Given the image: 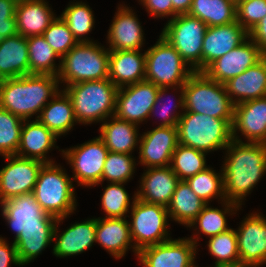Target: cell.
Masks as SVG:
<instances>
[{
	"instance_id": "1",
	"label": "cell",
	"mask_w": 266,
	"mask_h": 267,
	"mask_svg": "<svg viewBox=\"0 0 266 267\" xmlns=\"http://www.w3.org/2000/svg\"><path fill=\"white\" fill-rule=\"evenodd\" d=\"M225 154L224 195L226 200L242 207L244 199L266 174V145L232 140Z\"/></svg>"
},
{
	"instance_id": "2",
	"label": "cell",
	"mask_w": 266,
	"mask_h": 267,
	"mask_svg": "<svg viewBox=\"0 0 266 267\" xmlns=\"http://www.w3.org/2000/svg\"><path fill=\"white\" fill-rule=\"evenodd\" d=\"M59 79L50 74H29L0 80V107L23 120L41 113L59 91Z\"/></svg>"
},
{
	"instance_id": "3",
	"label": "cell",
	"mask_w": 266,
	"mask_h": 267,
	"mask_svg": "<svg viewBox=\"0 0 266 267\" xmlns=\"http://www.w3.org/2000/svg\"><path fill=\"white\" fill-rule=\"evenodd\" d=\"M79 124L102 123L115 115L118 88L109 79L78 82L63 87Z\"/></svg>"
},
{
	"instance_id": "4",
	"label": "cell",
	"mask_w": 266,
	"mask_h": 267,
	"mask_svg": "<svg viewBox=\"0 0 266 267\" xmlns=\"http://www.w3.org/2000/svg\"><path fill=\"white\" fill-rule=\"evenodd\" d=\"M62 168L55 162L44 163L33 189L41 208L57 219L68 218L77 207L73 179Z\"/></svg>"
},
{
	"instance_id": "5",
	"label": "cell",
	"mask_w": 266,
	"mask_h": 267,
	"mask_svg": "<svg viewBox=\"0 0 266 267\" xmlns=\"http://www.w3.org/2000/svg\"><path fill=\"white\" fill-rule=\"evenodd\" d=\"M178 142L205 153L225 150L233 140L232 123L204 114L183 111L177 125Z\"/></svg>"
},
{
	"instance_id": "6",
	"label": "cell",
	"mask_w": 266,
	"mask_h": 267,
	"mask_svg": "<svg viewBox=\"0 0 266 267\" xmlns=\"http://www.w3.org/2000/svg\"><path fill=\"white\" fill-rule=\"evenodd\" d=\"M184 111L227 119L233 123L234 107L225 85L204 72H194L183 85Z\"/></svg>"
},
{
	"instance_id": "7",
	"label": "cell",
	"mask_w": 266,
	"mask_h": 267,
	"mask_svg": "<svg viewBox=\"0 0 266 267\" xmlns=\"http://www.w3.org/2000/svg\"><path fill=\"white\" fill-rule=\"evenodd\" d=\"M109 76V49L97 42L77 43L61 58L59 84L103 80Z\"/></svg>"
},
{
	"instance_id": "8",
	"label": "cell",
	"mask_w": 266,
	"mask_h": 267,
	"mask_svg": "<svg viewBox=\"0 0 266 267\" xmlns=\"http://www.w3.org/2000/svg\"><path fill=\"white\" fill-rule=\"evenodd\" d=\"M145 54V80L159 88L183 86L194 73L179 52L161 35Z\"/></svg>"
},
{
	"instance_id": "9",
	"label": "cell",
	"mask_w": 266,
	"mask_h": 267,
	"mask_svg": "<svg viewBox=\"0 0 266 267\" xmlns=\"http://www.w3.org/2000/svg\"><path fill=\"white\" fill-rule=\"evenodd\" d=\"M208 26L190 14L168 20L160 35L181 55L194 71L202 72V42Z\"/></svg>"
},
{
	"instance_id": "10",
	"label": "cell",
	"mask_w": 266,
	"mask_h": 267,
	"mask_svg": "<svg viewBox=\"0 0 266 267\" xmlns=\"http://www.w3.org/2000/svg\"><path fill=\"white\" fill-rule=\"evenodd\" d=\"M131 211L130 233L135 249L166 242L170 236L167 207L135 199ZM168 230V231H167Z\"/></svg>"
},
{
	"instance_id": "11",
	"label": "cell",
	"mask_w": 266,
	"mask_h": 267,
	"mask_svg": "<svg viewBox=\"0 0 266 267\" xmlns=\"http://www.w3.org/2000/svg\"><path fill=\"white\" fill-rule=\"evenodd\" d=\"M59 151L71 165L72 179L78 183V186L93 187L101 183L104 163L109 151L99 136Z\"/></svg>"
},
{
	"instance_id": "12",
	"label": "cell",
	"mask_w": 266,
	"mask_h": 267,
	"mask_svg": "<svg viewBox=\"0 0 266 267\" xmlns=\"http://www.w3.org/2000/svg\"><path fill=\"white\" fill-rule=\"evenodd\" d=\"M0 204L1 215L15 233L14 240L24 229L55 228L57 218L41 208L33 192L14 196Z\"/></svg>"
},
{
	"instance_id": "13",
	"label": "cell",
	"mask_w": 266,
	"mask_h": 267,
	"mask_svg": "<svg viewBox=\"0 0 266 267\" xmlns=\"http://www.w3.org/2000/svg\"><path fill=\"white\" fill-rule=\"evenodd\" d=\"M158 90L159 87L146 80L118 88L115 116L138 126L147 122Z\"/></svg>"
},
{
	"instance_id": "14",
	"label": "cell",
	"mask_w": 266,
	"mask_h": 267,
	"mask_svg": "<svg viewBox=\"0 0 266 267\" xmlns=\"http://www.w3.org/2000/svg\"><path fill=\"white\" fill-rule=\"evenodd\" d=\"M3 158L8 162L0 169V203L33 192L43 162L35 159L7 155Z\"/></svg>"
},
{
	"instance_id": "15",
	"label": "cell",
	"mask_w": 266,
	"mask_h": 267,
	"mask_svg": "<svg viewBox=\"0 0 266 267\" xmlns=\"http://www.w3.org/2000/svg\"><path fill=\"white\" fill-rule=\"evenodd\" d=\"M197 247L188 237H179L144 247L137 258L143 267H198L195 265Z\"/></svg>"
},
{
	"instance_id": "16",
	"label": "cell",
	"mask_w": 266,
	"mask_h": 267,
	"mask_svg": "<svg viewBox=\"0 0 266 267\" xmlns=\"http://www.w3.org/2000/svg\"><path fill=\"white\" fill-rule=\"evenodd\" d=\"M236 231L241 263L260 267L266 264V216L253 212L247 214Z\"/></svg>"
},
{
	"instance_id": "17",
	"label": "cell",
	"mask_w": 266,
	"mask_h": 267,
	"mask_svg": "<svg viewBox=\"0 0 266 267\" xmlns=\"http://www.w3.org/2000/svg\"><path fill=\"white\" fill-rule=\"evenodd\" d=\"M179 144L177 127L156 126L139 140V163L146 168L166 167Z\"/></svg>"
},
{
	"instance_id": "18",
	"label": "cell",
	"mask_w": 266,
	"mask_h": 267,
	"mask_svg": "<svg viewBox=\"0 0 266 267\" xmlns=\"http://www.w3.org/2000/svg\"><path fill=\"white\" fill-rule=\"evenodd\" d=\"M263 57L259 47L248 37L238 47L213 61L203 72L210 79L224 84L254 66Z\"/></svg>"
},
{
	"instance_id": "19",
	"label": "cell",
	"mask_w": 266,
	"mask_h": 267,
	"mask_svg": "<svg viewBox=\"0 0 266 267\" xmlns=\"http://www.w3.org/2000/svg\"><path fill=\"white\" fill-rule=\"evenodd\" d=\"M239 132L240 136L237 135ZM232 136L237 142H243L241 136H244L245 142H266V97L235 105Z\"/></svg>"
},
{
	"instance_id": "20",
	"label": "cell",
	"mask_w": 266,
	"mask_h": 267,
	"mask_svg": "<svg viewBox=\"0 0 266 267\" xmlns=\"http://www.w3.org/2000/svg\"><path fill=\"white\" fill-rule=\"evenodd\" d=\"M64 219L66 218H58L54 228L53 241L55 243L52 253L56 257L64 258L81 254L96 243V218L75 222L60 233L58 225L63 223Z\"/></svg>"
},
{
	"instance_id": "21",
	"label": "cell",
	"mask_w": 266,
	"mask_h": 267,
	"mask_svg": "<svg viewBox=\"0 0 266 267\" xmlns=\"http://www.w3.org/2000/svg\"><path fill=\"white\" fill-rule=\"evenodd\" d=\"M120 4L107 31L109 50H142L144 32L134 10Z\"/></svg>"
},
{
	"instance_id": "22",
	"label": "cell",
	"mask_w": 266,
	"mask_h": 267,
	"mask_svg": "<svg viewBox=\"0 0 266 267\" xmlns=\"http://www.w3.org/2000/svg\"><path fill=\"white\" fill-rule=\"evenodd\" d=\"M249 37L237 22L208 27L202 42V72L216 59L238 47Z\"/></svg>"
},
{
	"instance_id": "23",
	"label": "cell",
	"mask_w": 266,
	"mask_h": 267,
	"mask_svg": "<svg viewBox=\"0 0 266 267\" xmlns=\"http://www.w3.org/2000/svg\"><path fill=\"white\" fill-rule=\"evenodd\" d=\"M179 181L170 166L147 168L141 175L136 198L146 203L167 207Z\"/></svg>"
},
{
	"instance_id": "24",
	"label": "cell",
	"mask_w": 266,
	"mask_h": 267,
	"mask_svg": "<svg viewBox=\"0 0 266 267\" xmlns=\"http://www.w3.org/2000/svg\"><path fill=\"white\" fill-rule=\"evenodd\" d=\"M57 139L58 137L39 120H24L16 155L43 163L55 162L47 154L55 147L59 148L56 146Z\"/></svg>"
},
{
	"instance_id": "25",
	"label": "cell",
	"mask_w": 266,
	"mask_h": 267,
	"mask_svg": "<svg viewBox=\"0 0 266 267\" xmlns=\"http://www.w3.org/2000/svg\"><path fill=\"white\" fill-rule=\"evenodd\" d=\"M96 243L101 245L106 252L115 259H121L126 255L128 249L138 256L135 249L129 221L124 218H96Z\"/></svg>"
},
{
	"instance_id": "26",
	"label": "cell",
	"mask_w": 266,
	"mask_h": 267,
	"mask_svg": "<svg viewBox=\"0 0 266 267\" xmlns=\"http://www.w3.org/2000/svg\"><path fill=\"white\" fill-rule=\"evenodd\" d=\"M224 85L235 105L266 97V56Z\"/></svg>"
},
{
	"instance_id": "27",
	"label": "cell",
	"mask_w": 266,
	"mask_h": 267,
	"mask_svg": "<svg viewBox=\"0 0 266 267\" xmlns=\"http://www.w3.org/2000/svg\"><path fill=\"white\" fill-rule=\"evenodd\" d=\"M141 50H109L108 78L117 88L145 80L146 54Z\"/></svg>"
},
{
	"instance_id": "28",
	"label": "cell",
	"mask_w": 266,
	"mask_h": 267,
	"mask_svg": "<svg viewBox=\"0 0 266 267\" xmlns=\"http://www.w3.org/2000/svg\"><path fill=\"white\" fill-rule=\"evenodd\" d=\"M15 18L18 34L29 37L43 35L56 14L46 0H18Z\"/></svg>"
},
{
	"instance_id": "29",
	"label": "cell",
	"mask_w": 266,
	"mask_h": 267,
	"mask_svg": "<svg viewBox=\"0 0 266 267\" xmlns=\"http://www.w3.org/2000/svg\"><path fill=\"white\" fill-rule=\"evenodd\" d=\"M138 125L118 119L115 115L102 122L99 137L110 152L132 155L141 135Z\"/></svg>"
},
{
	"instance_id": "30",
	"label": "cell",
	"mask_w": 266,
	"mask_h": 267,
	"mask_svg": "<svg viewBox=\"0 0 266 267\" xmlns=\"http://www.w3.org/2000/svg\"><path fill=\"white\" fill-rule=\"evenodd\" d=\"M29 74L27 37L16 34L0 40V80Z\"/></svg>"
},
{
	"instance_id": "31",
	"label": "cell",
	"mask_w": 266,
	"mask_h": 267,
	"mask_svg": "<svg viewBox=\"0 0 266 267\" xmlns=\"http://www.w3.org/2000/svg\"><path fill=\"white\" fill-rule=\"evenodd\" d=\"M37 120L52 131L58 138L72 129L77 121L73 105L67 93L61 89L43 107Z\"/></svg>"
},
{
	"instance_id": "32",
	"label": "cell",
	"mask_w": 266,
	"mask_h": 267,
	"mask_svg": "<svg viewBox=\"0 0 266 267\" xmlns=\"http://www.w3.org/2000/svg\"><path fill=\"white\" fill-rule=\"evenodd\" d=\"M220 204H222L221 206L225 207L223 209H218L206 204L198 216L187 226V228L189 227L190 229L194 228L195 232L198 229L196 234L194 232L192 237H188L195 243L196 246L199 245V242L197 241L200 239V234H204L207 237H212L231 229L227 224L228 217L226 215H234L237 213V210L239 211L242 209V207H240L238 204L228 200H224L220 202Z\"/></svg>"
},
{
	"instance_id": "33",
	"label": "cell",
	"mask_w": 266,
	"mask_h": 267,
	"mask_svg": "<svg viewBox=\"0 0 266 267\" xmlns=\"http://www.w3.org/2000/svg\"><path fill=\"white\" fill-rule=\"evenodd\" d=\"M206 205L190 188L186 180H180L167 206L169 218L188 226Z\"/></svg>"
},
{
	"instance_id": "34",
	"label": "cell",
	"mask_w": 266,
	"mask_h": 267,
	"mask_svg": "<svg viewBox=\"0 0 266 267\" xmlns=\"http://www.w3.org/2000/svg\"><path fill=\"white\" fill-rule=\"evenodd\" d=\"M188 14L208 27L227 25L236 21V0H192Z\"/></svg>"
},
{
	"instance_id": "35",
	"label": "cell",
	"mask_w": 266,
	"mask_h": 267,
	"mask_svg": "<svg viewBox=\"0 0 266 267\" xmlns=\"http://www.w3.org/2000/svg\"><path fill=\"white\" fill-rule=\"evenodd\" d=\"M54 228L24 229L13 241L21 265L36 259L48 245L53 243Z\"/></svg>"
},
{
	"instance_id": "36",
	"label": "cell",
	"mask_w": 266,
	"mask_h": 267,
	"mask_svg": "<svg viewBox=\"0 0 266 267\" xmlns=\"http://www.w3.org/2000/svg\"><path fill=\"white\" fill-rule=\"evenodd\" d=\"M30 74H50L58 76L61 58L42 35L27 37ZM59 59V64L55 61Z\"/></svg>"
},
{
	"instance_id": "37",
	"label": "cell",
	"mask_w": 266,
	"mask_h": 267,
	"mask_svg": "<svg viewBox=\"0 0 266 267\" xmlns=\"http://www.w3.org/2000/svg\"><path fill=\"white\" fill-rule=\"evenodd\" d=\"M60 15L78 43L94 42L87 34L95 28V16L86 2H71Z\"/></svg>"
},
{
	"instance_id": "38",
	"label": "cell",
	"mask_w": 266,
	"mask_h": 267,
	"mask_svg": "<svg viewBox=\"0 0 266 267\" xmlns=\"http://www.w3.org/2000/svg\"><path fill=\"white\" fill-rule=\"evenodd\" d=\"M186 182L191 190L206 204H209L210 201L212 202L213 198L219 199L221 202L226 200L222 167L220 172L217 173L216 170L209 166L188 178Z\"/></svg>"
},
{
	"instance_id": "39",
	"label": "cell",
	"mask_w": 266,
	"mask_h": 267,
	"mask_svg": "<svg viewBox=\"0 0 266 267\" xmlns=\"http://www.w3.org/2000/svg\"><path fill=\"white\" fill-rule=\"evenodd\" d=\"M207 153L178 144L170 162V168L180 180H187L206 169Z\"/></svg>"
},
{
	"instance_id": "40",
	"label": "cell",
	"mask_w": 266,
	"mask_h": 267,
	"mask_svg": "<svg viewBox=\"0 0 266 267\" xmlns=\"http://www.w3.org/2000/svg\"><path fill=\"white\" fill-rule=\"evenodd\" d=\"M126 183H110L104 189L101 196V206L106 213L105 218H124L129 217L130 209L136 199V192L132 197V204L130 196L124 188ZM130 208V209H129Z\"/></svg>"
},
{
	"instance_id": "41",
	"label": "cell",
	"mask_w": 266,
	"mask_h": 267,
	"mask_svg": "<svg viewBox=\"0 0 266 267\" xmlns=\"http://www.w3.org/2000/svg\"><path fill=\"white\" fill-rule=\"evenodd\" d=\"M136 159L133 155L108 152L102 172V185L106 180L108 183H127L133 179L136 170Z\"/></svg>"
},
{
	"instance_id": "42",
	"label": "cell",
	"mask_w": 266,
	"mask_h": 267,
	"mask_svg": "<svg viewBox=\"0 0 266 267\" xmlns=\"http://www.w3.org/2000/svg\"><path fill=\"white\" fill-rule=\"evenodd\" d=\"M24 120L0 107V156L16 155Z\"/></svg>"
},
{
	"instance_id": "43",
	"label": "cell",
	"mask_w": 266,
	"mask_h": 267,
	"mask_svg": "<svg viewBox=\"0 0 266 267\" xmlns=\"http://www.w3.org/2000/svg\"><path fill=\"white\" fill-rule=\"evenodd\" d=\"M207 239L208 251L216 258L213 266L240 262L235 229L231 228Z\"/></svg>"
},
{
	"instance_id": "44",
	"label": "cell",
	"mask_w": 266,
	"mask_h": 267,
	"mask_svg": "<svg viewBox=\"0 0 266 267\" xmlns=\"http://www.w3.org/2000/svg\"><path fill=\"white\" fill-rule=\"evenodd\" d=\"M169 89L175 90L176 92L180 91V93H179L180 95L178 94V98L176 99V104L171 102V103H173V104L170 103L171 106L166 105L167 103L165 102L166 101L165 99L167 97L164 98L165 96L168 95L167 92ZM183 90H184L183 86L160 87L158 90L156 102L154 103V105L150 111L149 118H151L153 115L157 116V114H159L161 116L160 118H161L162 122H160L158 126L177 127L178 121L183 114V112L181 113L180 111L181 110L184 111V103H183L184 91ZM162 101H164L165 103ZM179 109H181V110H179ZM177 110H179V111L177 112Z\"/></svg>"
},
{
	"instance_id": "45",
	"label": "cell",
	"mask_w": 266,
	"mask_h": 267,
	"mask_svg": "<svg viewBox=\"0 0 266 267\" xmlns=\"http://www.w3.org/2000/svg\"><path fill=\"white\" fill-rule=\"evenodd\" d=\"M42 36L60 58L78 43L61 16L51 22Z\"/></svg>"
},
{
	"instance_id": "46",
	"label": "cell",
	"mask_w": 266,
	"mask_h": 267,
	"mask_svg": "<svg viewBox=\"0 0 266 267\" xmlns=\"http://www.w3.org/2000/svg\"><path fill=\"white\" fill-rule=\"evenodd\" d=\"M266 16V0H236V21L249 33Z\"/></svg>"
},
{
	"instance_id": "47",
	"label": "cell",
	"mask_w": 266,
	"mask_h": 267,
	"mask_svg": "<svg viewBox=\"0 0 266 267\" xmlns=\"http://www.w3.org/2000/svg\"><path fill=\"white\" fill-rule=\"evenodd\" d=\"M18 0H0V40L18 34L15 11Z\"/></svg>"
},
{
	"instance_id": "48",
	"label": "cell",
	"mask_w": 266,
	"mask_h": 267,
	"mask_svg": "<svg viewBox=\"0 0 266 267\" xmlns=\"http://www.w3.org/2000/svg\"><path fill=\"white\" fill-rule=\"evenodd\" d=\"M147 13L154 18L169 17L173 19L172 0H140Z\"/></svg>"
},
{
	"instance_id": "49",
	"label": "cell",
	"mask_w": 266,
	"mask_h": 267,
	"mask_svg": "<svg viewBox=\"0 0 266 267\" xmlns=\"http://www.w3.org/2000/svg\"><path fill=\"white\" fill-rule=\"evenodd\" d=\"M10 244L6 238L0 237V267H10V264L21 266L14 243Z\"/></svg>"
},
{
	"instance_id": "50",
	"label": "cell",
	"mask_w": 266,
	"mask_h": 267,
	"mask_svg": "<svg viewBox=\"0 0 266 267\" xmlns=\"http://www.w3.org/2000/svg\"><path fill=\"white\" fill-rule=\"evenodd\" d=\"M248 34L249 38L259 47L260 52L266 56V16Z\"/></svg>"
},
{
	"instance_id": "51",
	"label": "cell",
	"mask_w": 266,
	"mask_h": 267,
	"mask_svg": "<svg viewBox=\"0 0 266 267\" xmlns=\"http://www.w3.org/2000/svg\"><path fill=\"white\" fill-rule=\"evenodd\" d=\"M192 0H172L173 18L180 14H187L190 10Z\"/></svg>"
},
{
	"instance_id": "52",
	"label": "cell",
	"mask_w": 266,
	"mask_h": 267,
	"mask_svg": "<svg viewBox=\"0 0 266 267\" xmlns=\"http://www.w3.org/2000/svg\"><path fill=\"white\" fill-rule=\"evenodd\" d=\"M213 267H253V266L247 265L241 262H237V263H232V264H221V265H217Z\"/></svg>"
}]
</instances>
